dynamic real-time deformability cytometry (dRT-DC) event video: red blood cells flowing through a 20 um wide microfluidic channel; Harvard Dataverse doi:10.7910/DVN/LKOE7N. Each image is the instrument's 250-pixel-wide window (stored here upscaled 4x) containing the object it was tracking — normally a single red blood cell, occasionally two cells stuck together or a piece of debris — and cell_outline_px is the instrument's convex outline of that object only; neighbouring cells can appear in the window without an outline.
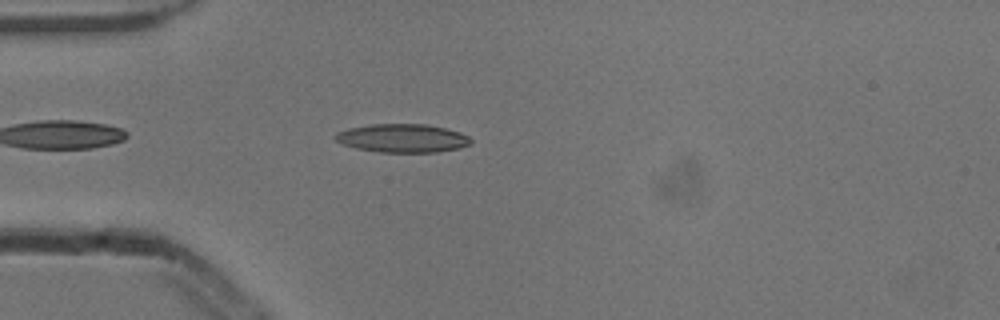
{"species": "common noctule bat (a hibernating species)", "species_latin": "Nyctalus noctula", "temperature_condition": "cold", "stored_images_in_passage": 42, "camera_frame_rate_fps": 3000, "um_per_image_px": 0.085, "animal": {"sex": "male", "body_mass_g": 13.3}, "frame": {"image": 1, "passage_image": 4, "time_ms": 1.0, "image_size_px": [1000, 320], "cell_outline_px": [[472, 144], [460, 148], [436, 152], [380, 152], [356, 148], [344, 144], [336, 140], [332, 136], [336, 132], [348, 128], [372, 124], [424, 124], [444, 128], [460, 132], [468, 136], [472, 140]], "centroid_in_image_um": [34.21, 11.74], "position_along_channel_um": 50.8, "area_um2": 22.48}}
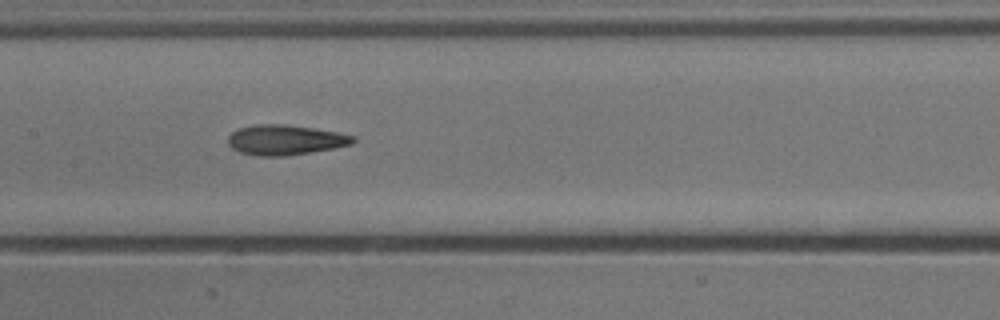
{"frame": {"image": 2, "passage_image": 15, "time_ms": 4.667, "image_size_px": [1000, 320], "cell_outline_px": [[356, 140], [352, 144], [332, 148], [284, 156], [260, 156], [240, 152], [232, 148], [228, 144], [228, 136], [232, 132], [240, 128], [256, 124], [284, 124], [312, 128], [336, 132], [352, 136]], "centroid_in_image_um": [24.2, 11.89], "position_along_channel_um": 183.2, "area_um2": 21.56}}
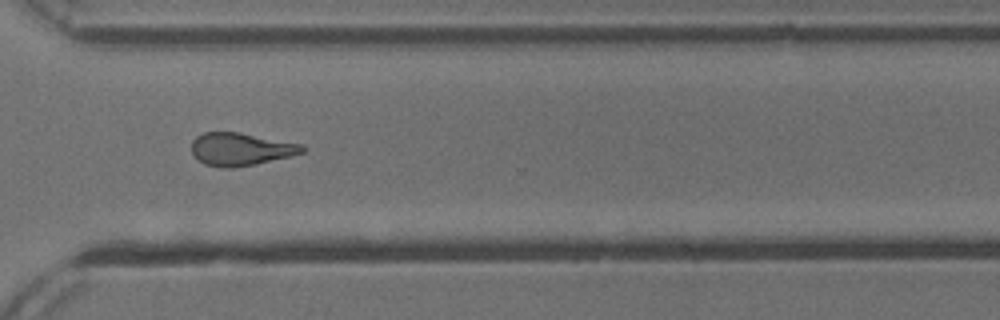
{"frame": {"image": 3, "passage_image": 28, "time_ms": 9.0, "image_size_px": [1000, 320], "cell_outline_px": [[304, 152], [292, 156], [256, 164], [232, 168], [220, 168], [204, 164], [192, 152], [192, 140], [196, 136], [204, 132], [240, 132], [300, 144], [304, 148]], "centroid_in_image_um": [20.44, 12.68], "position_along_channel_um": 350.2, "area_um2": 21.1}, "authors_computed_cell_mechanics": {"area_um2": 21.386, "velocity_mm_per_s": 3.8751, "shape_relaxation_time_tau1_ms": null, "shape_relaxation_time_tau2_ms": 3.9428, "deformation_change_tau1": null, "deformation_change_tau2": 0.1367}}